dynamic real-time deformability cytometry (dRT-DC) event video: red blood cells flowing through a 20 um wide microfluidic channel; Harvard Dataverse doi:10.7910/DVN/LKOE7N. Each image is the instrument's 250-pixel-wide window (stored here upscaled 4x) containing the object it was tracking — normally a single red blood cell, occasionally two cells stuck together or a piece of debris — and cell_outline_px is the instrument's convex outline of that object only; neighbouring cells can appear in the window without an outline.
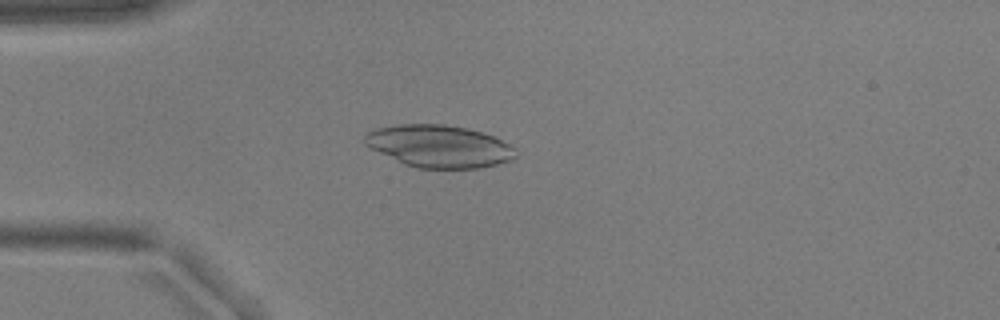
{"species": "common noctule bat (a hibernating species)", "species_latin": "Nyctalus noctula", "temperature_condition": "warm", "stored_images_in_passage": 52, "camera_frame_rate_fps": 3000, "um_per_image_px": 0.085, "animal": {"sex": "male", "body_mass_g": 17.9, "forearm_length_mm": 54.2}, "frame": {"image": 1, "passage_image": 14, "time_ms": 4.333, "image_size_px": [1000, 320], "cell_outline_px": [[516, 156], [508, 160], [496, 164], [480, 168], [420, 168], [404, 164], [364, 144], [364, 136], [368, 132], [376, 128], [396, 124], [444, 124], [468, 128], [492, 136], [516, 148]], "centroid_in_image_um": [37.31, 12.42], "position_along_channel_um": 47.7, "area_um2": 36.93}}
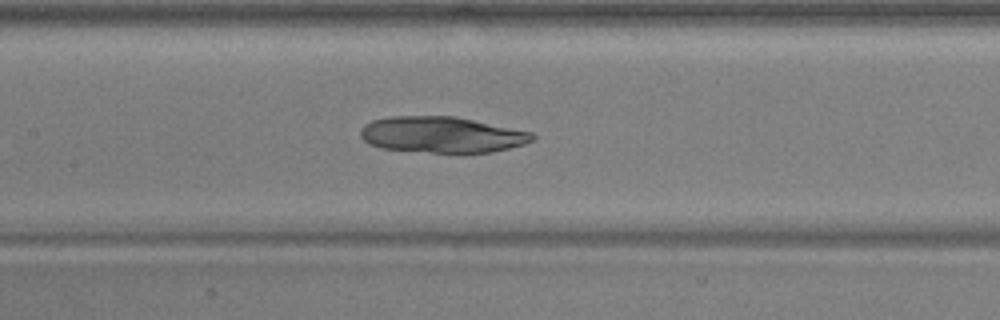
{"frame": {"image": 2, "passage_image": 25, "time_ms": 8.0, "image_size_px": [1000, 320], "cell_outline_px": [[536, 136], [532, 140], [524, 144], [492, 152], [432, 152], [380, 148], [368, 144], [360, 136], [360, 128], [364, 124], [372, 120], [388, 116], [456, 116], [532, 132]], "centroid_in_image_um": [37.52, 11.43], "position_along_channel_um": 169.9, "area_um2": 36.13}}
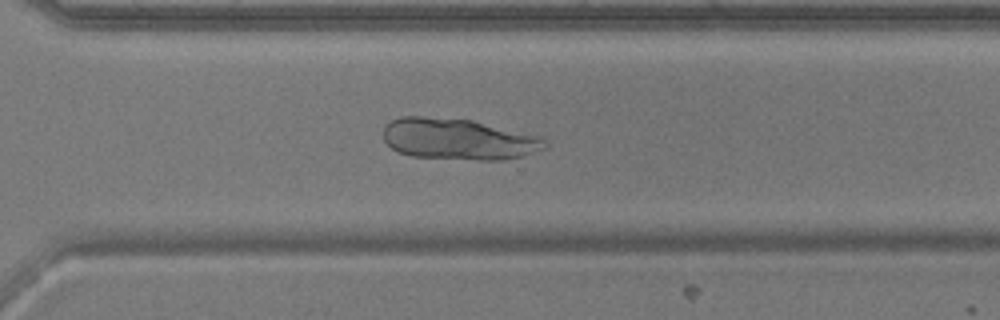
{"frame": {"image": 3, "passage_image": 38, "time_ms": 12.333, "image_size_px": [1000, 320], "cell_outline_px": [[548, 144], [544, 148], [524, 156], [500, 160], [476, 160], [412, 156], [400, 152], [392, 148], [384, 140], [384, 128], [392, 120], [400, 116], [424, 116], [472, 120], [544, 136], [548, 140]], "centroid_in_image_um": [39.03, 11.82], "position_along_channel_um": 331.6, "area_um2": 39.13}}